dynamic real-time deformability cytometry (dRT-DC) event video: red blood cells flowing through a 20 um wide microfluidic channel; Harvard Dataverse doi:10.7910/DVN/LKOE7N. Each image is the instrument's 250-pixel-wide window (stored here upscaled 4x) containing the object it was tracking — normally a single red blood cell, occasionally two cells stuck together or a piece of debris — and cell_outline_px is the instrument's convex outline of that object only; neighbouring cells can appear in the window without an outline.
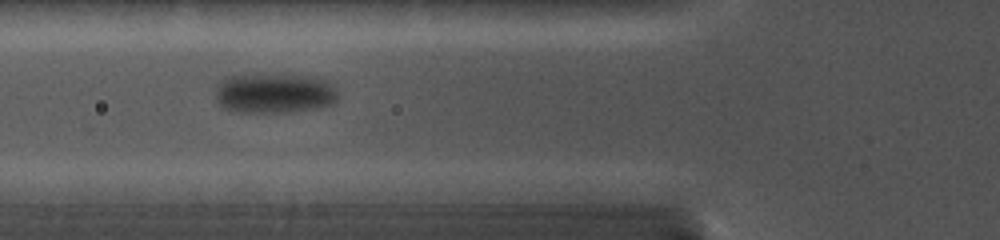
{"species": "common noctule bat (a hibernating species)", "species_latin": "Nyctalus noctula", "temperature_condition": "cold", "stored_images_in_passage": 13, "camera_frame_rate_fps": 5000, "um_per_image_px": 0.085, "animal": {"sex": "female", "body_mass_g": 19.0, "forearm_length_mm": 56.7}, "frame": {"image": 1, "passage_image": 2, "time_ms": 1.4, "image_size_px": [1000, 240], "cell_outline_px": [[336, 100], [332, 104], [316, 108], [288, 112], [232, 112], [224, 108], [216, 100], [216, 96], [220, 84], [228, 76], [252, 72], [280, 72], [320, 76], [328, 80], [336, 88]], "centroid_in_image_um": [23.36, 7.86], "position_along_channel_um": 102.4, "area_um2": 29.77}}
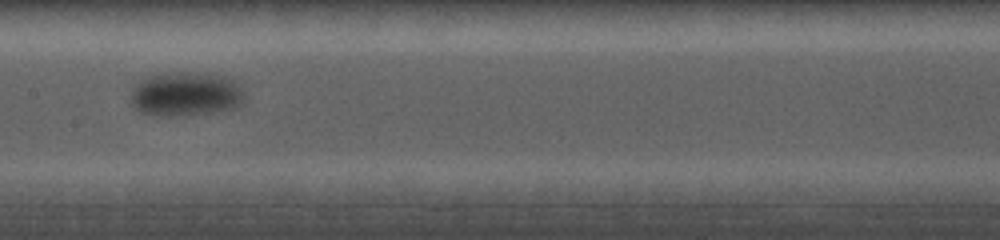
{"frame": {"image": 2, "passage_image": 4, "time_ms": 3.8, "image_size_px": [1000, 240], "cell_outline_px": [[244, 96], [240, 104], [236, 108], [212, 112], [184, 116], [160, 116], [140, 112], [132, 104], [132, 92], [136, 84], [140, 80], [148, 76], [172, 72], [196, 72], [224, 76], [232, 80], [240, 88]], "centroid_in_image_um": [15.77, 8.0], "position_along_channel_um": 191.6, "area_um2": 29.19}}
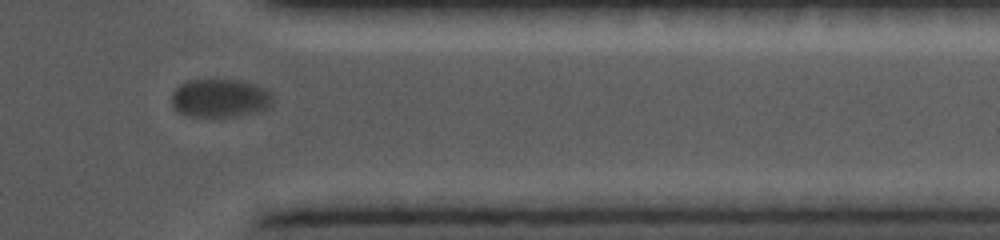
{"frame": {"image": 3, "passage_image": 11, "time_ms": 9.2, "image_size_px": [1000, 240], "cell_outline_px": [[272, 108], [256, 112], [232, 116], [188, 116], [180, 112], [172, 104], [172, 92], [180, 84], [188, 80], [244, 80], [264, 88], [268, 92], [272, 100]], "centroid_in_image_um": [18.71, 8.33], "position_along_channel_um": 392.7, "area_um2": 22.48}}